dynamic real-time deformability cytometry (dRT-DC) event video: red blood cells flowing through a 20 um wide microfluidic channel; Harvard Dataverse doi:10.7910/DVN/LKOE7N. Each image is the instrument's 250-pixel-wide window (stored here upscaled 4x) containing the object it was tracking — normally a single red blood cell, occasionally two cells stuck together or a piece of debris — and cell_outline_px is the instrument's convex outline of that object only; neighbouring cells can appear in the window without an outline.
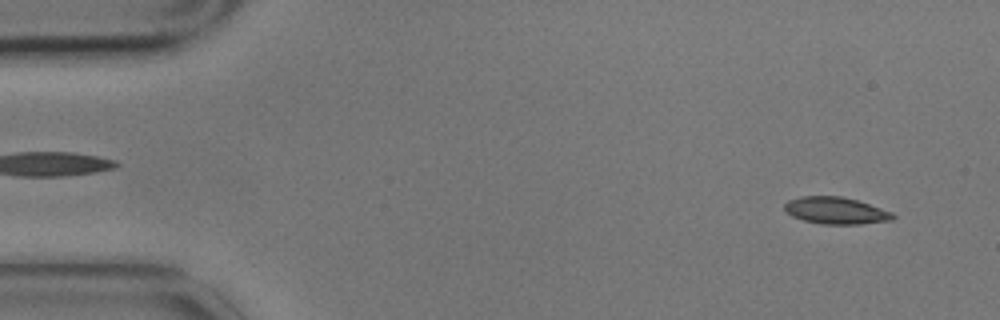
{"species": "common noctule bat (a hibernating species)", "species_latin": "Nyctalus noctula", "temperature_condition": "cold", "stored_images_in_passage": 6, "segment_of_instrument_passage": [2, 2], "camera_frame_rate_fps": 3000, "um_per_image_px": 0.085, "animal": {"sex": "male", "body_mass_g": 17.9}, "frame": {"image": 1, "passage_image": 6, "time_ms": 1.667, "image_size_px": [1000, 320], "cell_outline_px": [[896, 216], [892, 220], [860, 224], [820, 224], [804, 220], [792, 216], [784, 208], [784, 204], [788, 200], [800, 196], [844, 196], [892, 212]], "centroid_in_image_um": [71.03, 17.9], "position_along_channel_um": 14.0, "area_um2": 16.94}}